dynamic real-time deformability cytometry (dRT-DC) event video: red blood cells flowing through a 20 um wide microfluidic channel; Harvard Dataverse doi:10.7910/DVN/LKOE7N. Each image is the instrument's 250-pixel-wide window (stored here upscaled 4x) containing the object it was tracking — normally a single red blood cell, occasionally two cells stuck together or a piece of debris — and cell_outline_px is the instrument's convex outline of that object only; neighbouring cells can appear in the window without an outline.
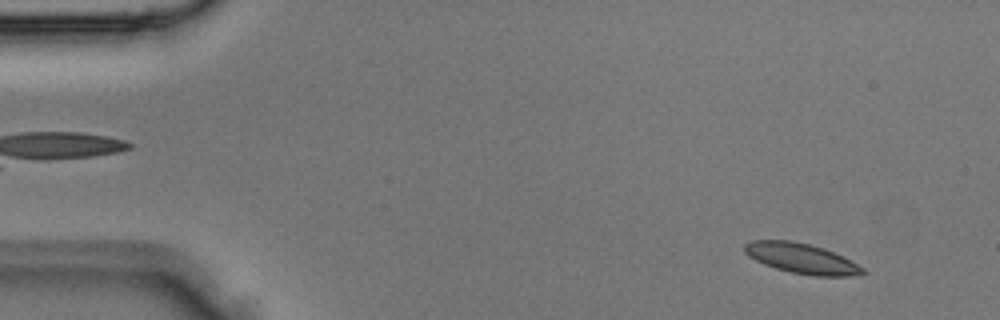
{"species": "Egyptian fruit bat (a non-hibernating species)", "species_latin": "Rousettus aegyptiacus", "temperature_condition": "room temperature", "stored_images_in_passage": 2, "camera_frame_rate_fps": 3000, "um_per_image_px": 0.085, "animal": {"sex": "male"}, "frame": {"image": 1, "passage_image": 2, "time_ms": 0.333, "image_size_px": [1000, 320], "cell_outline_px": [[868, 272], [864, 276], [812, 276], [792, 272], [776, 268], [764, 264], [748, 256], [744, 252], [744, 244], [752, 240], [792, 240], [824, 248], [864, 268]], "centroid_in_image_um": [68.14, 21.97], "position_along_channel_um": 16.9, "area_um2": 20.75}}